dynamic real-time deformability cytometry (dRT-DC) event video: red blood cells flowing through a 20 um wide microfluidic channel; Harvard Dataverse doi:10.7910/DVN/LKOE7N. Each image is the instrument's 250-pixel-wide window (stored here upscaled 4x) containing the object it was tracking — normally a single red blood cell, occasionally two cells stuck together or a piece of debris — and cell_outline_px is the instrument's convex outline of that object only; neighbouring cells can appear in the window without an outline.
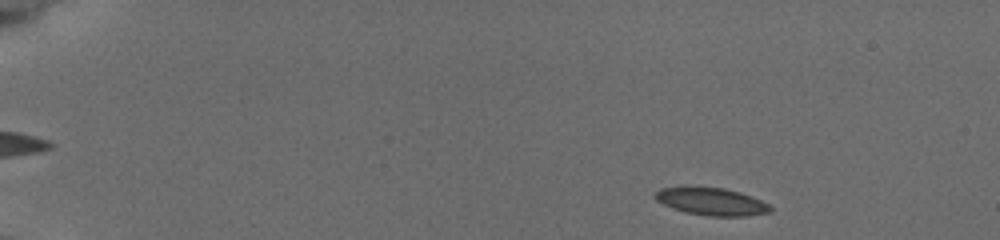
{"species": "common noctule bat (a hibernating species)", "species_latin": "Nyctalus noctula", "temperature_condition": "cold", "stored_images_in_passage": 11, "camera_frame_rate_fps": 3000, "um_per_image_px": 0.085, "animal": {"sex": "female", "body_mass_g": 19.5, "forearm_length_mm": 54.1}, "frame": {"image": 1, "passage_image": 1, "time_ms": 0.0, "image_size_px": [1000, 240], "cell_outline_px": [[772, 212], [748, 216], [708, 216], [684, 212], [672, 208], [656, 200], [656, 192], [660, 188], [688, 184], [692, 184], [724, 188], [740, 192], [760, 200], [768, 204], [772, 208]], "centroid_in_image_um": [60.44, 17.09], "position_along_channel_um": 24.6, "area_um2": 19.07}}
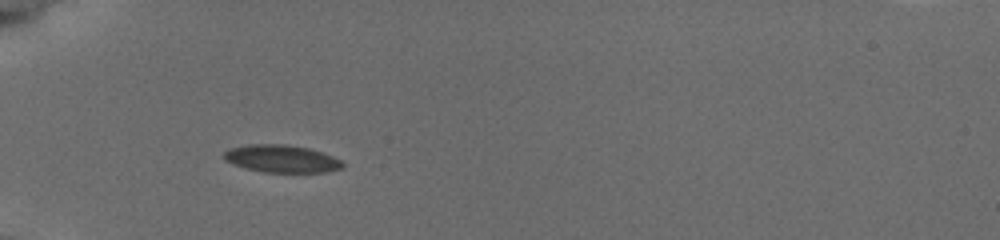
{"frame": {"image": 2, "passage_image": 7, "time_ms": 3.667, "image_size_px": [1000, 240], "cell_outline_px": [[344, 164], [340, 168], [328, 172], [264, 172], [244, 168], [224, 160], [224, 152], [232, 148], [248, 144], [284, 144], [308, 148], [332, 156], [340, 160]], "centroid_in_image_um": [23.91, 13.49], "position_along_channel_um": 61.1, "area_um2": 18.84}}
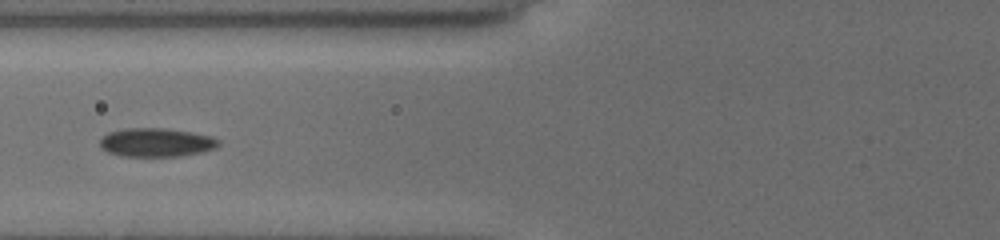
{"frame": {"image": 3, "passage_image": 10, "time_ms": 5.333, "image_size_px": [1000, 240], "cell_outline_px": [[220, 144], [216, 148], [200, 152], [180, 156], [120, 156], [108, 152], [100, 148], [100, 136], [108, 132], [128, 128], [164, 128], [192, 132], [212, 136], [220, 140]], "centroid_in_image_um": [13.26, 12.1], "position_along_channel_um": 112.5, "area_um2": 20.0}}